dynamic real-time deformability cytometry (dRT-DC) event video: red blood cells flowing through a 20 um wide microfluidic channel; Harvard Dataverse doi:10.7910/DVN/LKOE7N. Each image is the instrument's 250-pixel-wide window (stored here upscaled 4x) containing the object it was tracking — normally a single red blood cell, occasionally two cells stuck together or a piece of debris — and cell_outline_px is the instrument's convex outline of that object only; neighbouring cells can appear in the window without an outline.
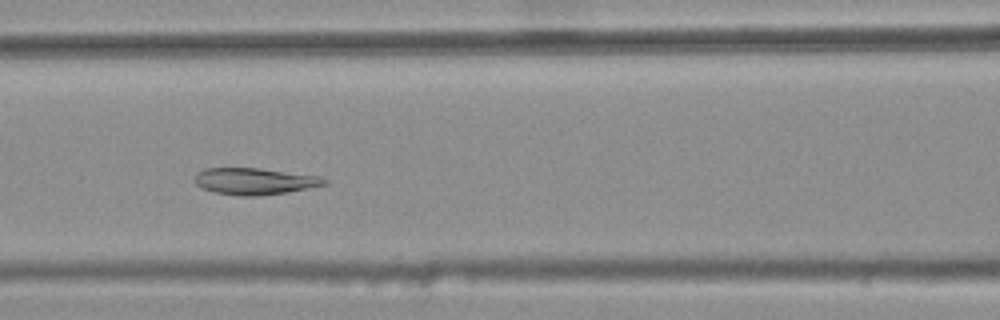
{"species": "common noctule bat (a hibernating species)", "species_latin": "Nyctalus noctula", "temperature_condition": "warm", "stored_images_in_passage": 43, "camera_frame_rate_fps": 3000, "um_per_image_px": 0.085, "animal": {"sex": "female", "body_mass_g": 25.1}, "frame": {"image": 1, "passage_image": 21, "time_ms": 6.667, "image_size_px": [1000, 320], "cell_outline_px": [[328, 184], [288, 192], [256, 196], [236, 196], [216, 192], [200, 188], [196, 184], [196, 172], [204, 168], [256, 168], [320, 176], [328, 180]], "centroid_in_image_um": [21.64, 15.41], "position_along_channel_um": 145.0, "area_um2": 20.11}}
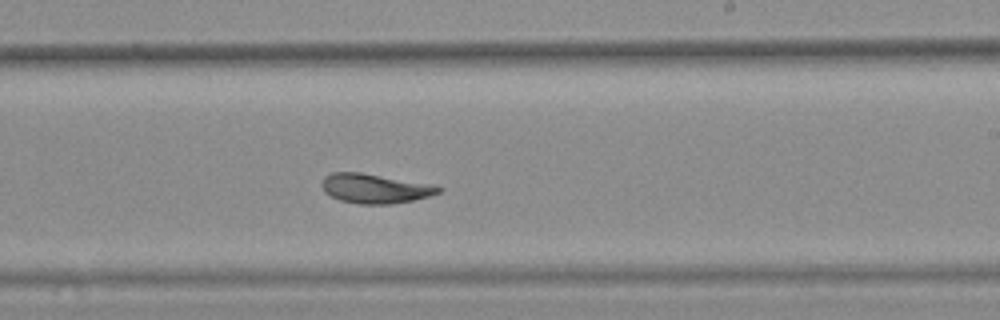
{"frame": {"image": 2, "passage_image": 30, "time_ms": 9.667, "image_size_px": [1000, 320], "cell_outline_px": [[444, 188], [440, 192], [428, 196], [412, 200], [392, 204], [356, 204], [340, 200], [324, 192], [320, 184], [324, 176], [332, 172], [360, 172], [436, 184]], "centroid_in_image_um": [31.88, 16.01], "position_along_channel_um": 257.1, "area_um2": 20.35}}
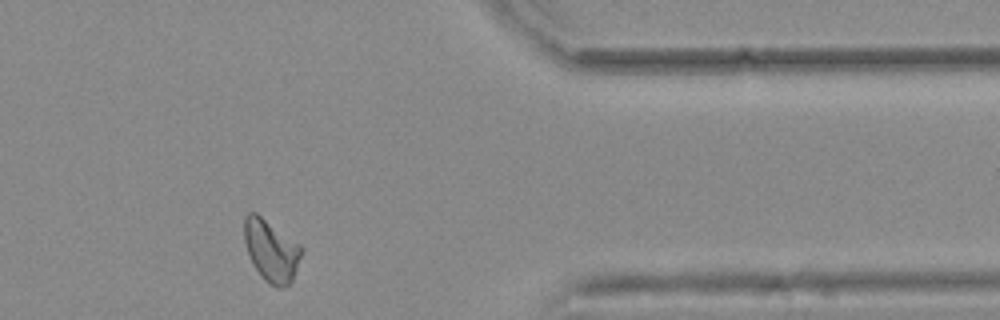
{"frame": {"image": 3, "passage_image": 42, "time_ms": 13.667, "image_size_px": [1000, 320], "cell_outline_px": [[304, 248], [292, 284], [284, 288], [276, 288], [268, 284], [264, 280], [256, 268], [248, 252], [244, 240], [244, 216], [248, 212], [256, 212], [300, 244]], "centroid_in_image_um": [23.09, 21.32], "position_along_channel_um": 388.3, "area_um2": 20.87}, "authors_computed_cell_mechanics": {"area_um2": 20.9236, "velocity_mm_per_s": 3.75, "shape_relaxation_time_tau1_ms": null, "shape_relaxation_time_tau2_ms": 2.5285, "deformation_change_tau1": null, "deformation_change_tau2": 0.0598}}